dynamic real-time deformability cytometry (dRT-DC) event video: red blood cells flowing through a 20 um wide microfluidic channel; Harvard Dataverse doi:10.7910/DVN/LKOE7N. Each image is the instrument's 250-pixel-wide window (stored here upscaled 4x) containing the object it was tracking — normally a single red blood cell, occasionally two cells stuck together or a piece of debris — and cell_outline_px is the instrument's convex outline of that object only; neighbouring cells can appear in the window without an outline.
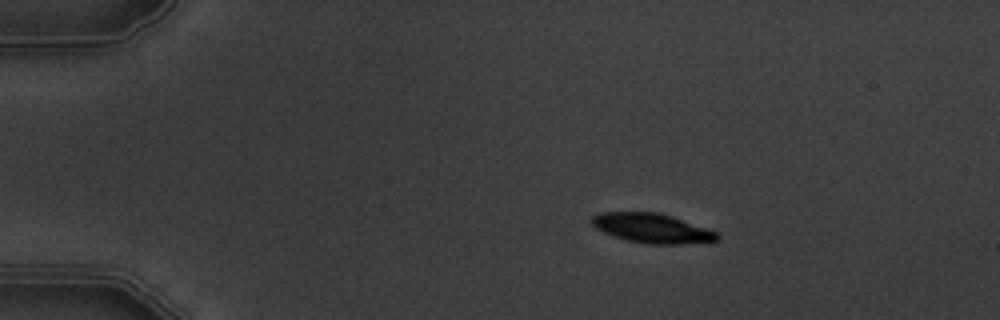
{"species": "common noctule bat (a hibernating species)", "species_latin": "Nyctalus noctula", "temperature_condition": "warm", "stored_images_in_passage": 3, "camera_frame_rate_fps": 3000, "um_per_image_px": 0.085, "animal": {"sex": "male", "body_mass_g": 19.5, "forearm_length_mm": 54.6}, "frame": {"image": 1, "passage_image": 1, "time_ms": 0.0, "image_size_px": [1000, 320], "cell_outline_px": [[720, 240], [684, 244], [648, 244], [628, 240], [604, 232], [596, 228], [588, 220], [592, 216], [600, 212], [660, 212], [672, 216], [716, 232], [720, 236]], "centroid_in_image_um": [55.4, 19.39], "position_along_channel_um": 29.6, "area_um2": 21.44}}